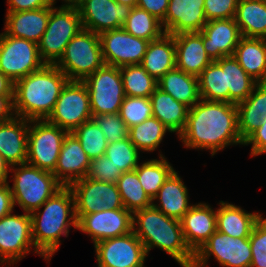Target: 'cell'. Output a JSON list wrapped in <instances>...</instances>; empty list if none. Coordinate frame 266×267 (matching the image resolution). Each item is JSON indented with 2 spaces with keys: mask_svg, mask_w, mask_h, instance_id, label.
Segmentation results:
<instances>
[{
  "mask_svg": "<svg viewBox=\"0 0 266 267\" xmlns=\"http://www.w3.org/2000/svg\"><path fill=\"white\" fill-rule=\"evenodd\" d=\"M99 36L104 63L119 68L140 64L150 42L129 34L122 27Z\"/></svg>",
  "mask_w": 266,
  "mask_h": 267,
  "instance_id": "cell-14",
  "label": "cell"
},
{
  "mask_svg": "<svg viewBox=\"0 0 266 267\" xmlns=\"http://www.w3.org/2000/svg\"><path fill=\"white\" fill-rule=\"evenodd\" d=\"M116 185L122 198L124 208L132 214L153 204V200L141 186L135 170L122 173Z\"/></svg>",
  "mask_w": 266,
  "mask_h": 267,
  "instance_id": "cell-36",
  "label": "cell"
},
{
  "mask_svg": "<svg viewBox=\"0 0 266 267\" xmlns=\"http://www.w3.org/2000/svg\"><path fill=\"white\" fill-rule=\"evenodd\" d=\"M77 8L82 27L98 35L121 28L132 9L116 0H82Z\"/></svg>",
  "mask_w": 266,
  "mask_h": 267,
  "instance_id": "cell-18",
  "label": "cell"
},
{
  "mask_svg": "<svg viewBox=\"0 0 266 267\" xmlns=\"http://www.w3.org/2000/svg\"><path fill=\"white\" fill-rule=\"evenodd\" d=\"M140 65L156 81L176 68L174 35L164 33L161 37L151 40Z\"/></svg>",
  "mask_w": 266,
  "mask_h": 267,
  "instance_id": "cell-26",
  "label": "cell"
},
{
  "mask_svg": "<svg viewBox=\"0 0 266 267\" xmlns=\"http://www.w3.org/2000/svg\"><path fill=\"white\" fill-rule=\"evenodd\" d=\"M77 229L93 238L94 244L132 232L133 214L125 208L76 215Z\"/></svg>",
  "mask_w": 266,
  "mask_h": 267,
  "instance_id": "cell-16",
  "label": "cell"
},
{
  "mask_svg": "<svg viewBox=\"0 0 266 267\" xmlns=\"http://www.w3.org/2000/svg\"><path fill=\"white\" fill-rule=\"evenodd\" d=\"M50 7L47 27L38 43L39 55L48 65H55L70 40L83 29L77 7Z\"/></svg>",
  "mask_w": 266,
  "mask_h": 267,
  "instance_id": "cell-7",
  "label": "cell"
},
{
  "mask_svg": "<svg viewBox=\"0 0 266 267\" xmlns=\"http://www.w3.org/2000/svg\"><path fill=\"white\" fill-rule=\"evenodd\" d=\"M119 115L128 128L142 123L153 116L150 98L125 96Z\"/></svg>",
  "mask_w": 266,
  "mask_h": 267,
  "instance_id": "cell-43",
  "label": "cell"
},
{
  "mask_svg": "<svg viewBox=\"0 0 266 267\" xmlns=\"http://www.w3.org/2000/svg\"><path fill=\"white\" fill-rule=\"evenodd\" d=\"M119 4H124L130 7H136L138 0H116Z\"/></svg>",
  "mask_w": 266,
  "mask_h": 267,
  "instance_id": "cell-56",
  "label": "cell"
},
{
  "mask_svg": "<svg viewBox=\"0 0 266 267\" xmlns=\"http://www.w3.org/2000/svg\"><path fill=\"white\" fill-rule=\"evenodd\" d=\"M42 206H45L42 213H30L32 239L36 253L49 260L58 250L61 235H67L68 227L71 225L77 228L75 199L71 188L63 186ZM68 215L71 222L67 219Z\"/></svg>",
  "mask_w": 266,
  "mask_h": 267,
  "instance_id": "cell-3",
  "label": "cell"
},
{
  "mask_svg": "<svg viewBox=\"0 0 266 267\" xmlns=\"http://www.w3.org/2000/svg\"><path fill=\"white\" fill-rule=\"evenodd\" d=\"M75 199V215L124 208L116 183L81 178L69 186Z\"/></svg>",
  "mask_w": 266,
  "mask_h": 267,
  "instance_id": "cell-13",
  "label": "cell"
},
{
  "mask_svg": "<svg viewBox=\"0 0 266 267\" xmlns=\"http://www.w3.org/2000/svg\"><path fill=\"white\" fill-rule=\"evenodd\" d=\"M83 82L89 93L92 116L119 113L125 98L119 67L104 64Z\"/></svg>",
  "mask_w": 266,
  "mask_h": 267,
  "instance_id": "cell-8",
  "label": "cell"
},
{
  "mask_svg": "<svg viewBox=\"0 0 266 267\" xmlns=\"http://www.w3.org/2000/svg\"><path fill=\"white\" fill-rule=\"evenodd\" d=\"M93 119L99 125L108 144L129 137V128L124 123L119 113L97 115L93 116Z\"/></svg>",
  "mask_w": 266,
  "mask_h": 267,
  "instance_id": "cell-44",
  "label": "cell"
},
{
  "mask_svg": "<svg viewBox=\"0 0 266 267\" xmlns=\"http://www.w3.org/2000/svg\"><path fill=\"white\" fill-rule=\"evenodd\" d=\"M252 260L250 267H266V218L255 224L250 236Z\"/></svg>",
  "mask_w": 266,
  "mask_h": 267,
  "instance_id": "cell-45",
  "label": "cell"
},
{
  "mask_svg": "<svg viewBox=\"0 0 266 267\" xmlns=\"http://www.w3.org/2000/svg\"><path fill=\"white\" fill-rule=\"evenodd\" d=\"M91 159L73 133H67L53 174L63 186L85 178ZM68 172V174H67Z\"/></svg>",
  "mask_w": 266,
  "mask_h": 267,
  "instance_id": "cell-21",
  "label": "cell"
},
{
  "mask_svg": "<svg viewBox=\"0 0 266 267\" xmlns=\"http://www.w3.org/2000/svg\"><path fill=\"white\" fill-rule=\"evenodd\" d=\"M239 0H205L204 12L207 21L234 18Z\"/></svg>",
  "mask_w": 266,
  "mask_h": 267,
  "instance_id": "cell-47",
  "label": "cell"
},
{
  "mask_svg": "<svg viewBox=\"0 0 266 267\" xmlns=\"http://www.w3.org/2000/svg\"><path fill=\"white\" fill-rule=\"evenodd\" d=\"M133 215L132 231L145 246L146 253L157 246L182 267H192L194 253L185 243L179 220L166 216L153 205L138 210ZM136 223L139 225L138 229L135 228Z\"/></svg>",
  "mask_w": 266,
  "mask_h": 267,
  "instance_id": "cell-4",
  "label": "cell"
},
{
  "mask_svg": "<svg viewBox=\"0 0 266 267\" xmlns=\"http://www.w3.org/2000/svg\"><path fill=\"white\" fill-rule=\"evenodd\" d=\"M14 170L11 193L14 205L19 204L25 213L40 210L43 203L59 191L63 185L52 172L39 169L28 163ZM17 202V203H16Z\"/></svg>",
  "mask_w": 266,
  "mask_h": 267,
  "instance_id": "cell-6",
  "label": "cell"
},
{
  "mask_svg": "<svg viewBox=\"0 0 266 267\" xmlns=\"http://www.w3.org/2000/svg\"><path fill=\"white\" fill-rule=\"evenodd\" d=\"M90 119H93V116L85 83L68 81L46 120L68 133H72Z\"/></svg>",
  "mask_w": 266,
  "mask_h": 267,
  "instance_id": "cell-10",
  "label": "cell"
},
{
  "mask_svg": "<svg viewBox=\"0 0 266 267\" xmlns=\"http://www.w3.org/2000/svg\"><path fill=\"white\" fill-rule=\"evenodd\" d=\"M33 127L28 129L26 163L39 169L54 172L63 140L68 133L45 120H31Z\"/></svg>",
  "mask_w": 266,
  "mask_h": 267,
  "instance_id": "cell-9",
  "label": "cell"
},
{
  "mask_svg": "<svg viewBox=\"0 0 266 267\" xmlns=\"http://www.w3.org/2000/svg\"><path fill=\"white\" fill-rule=\"evenodd\" d=\"M198 85L201 99L229 103L225 70L216 61H212L198 76Z\"/></svg>",
  "mask_w": 266,
  "mask_h": 267,
  "instance_id": "cell-35",
  "label": "cell"
},
{
  "mask_svg": "<svg viewBox=\"0 0 266 267\" xmlns=\"http://www.w3.org/2000/svg\"><path fill=\"white\" fill-rule=\"evenodd\" d=\"M201 31L204 49L212 61L233 56L242 37L234 18L210 20Z\"/></svg>",
  "mask_w": 266,
  "mask_h": 267,
  "instance_id": "cell-20",
  "label": "cell"
},
{
  "mask_svg": "<svg viewBox=\"0 0 266 267\" xmlns=\"http://www.w3.org/2000/svg\"><path fill=\"white\" fill-rule=\"evenodd\" d=\"M34 246L30 213L5 215L0 219V257L1 263L10 260L14 263L29 253ZM1 259V258H0Z\"/></svg>",
  "mask_w": 266,
  "mask_h": 267,
  "instance_id": "cell-17",
  "label": "cell"
},
{
  "mask_svg": "<svg viewBox=\"0 0 266 267\" xmlns=\"http://www.w3.org/2000/svg\"><path fill=\"white\" fill-rule=\"evenodd\" d=\"M149 98L153 117L163 123L169 132H178L180 135L186 127L189 107L158 87Z\"/></svg>",
  "mask_w": 266,
  "mask_h": 267,
  "instance_id": "cell-29",
  "label": "cell"
},
{
  "mask_svg": "<svg viewBox=\"0 0 266 267\" xmlns=\"http://www.w3.org/2000/svg\"><path fill=\"white\" fill-rule=\"evenodd\" d=\"M14 95H0V123L12 120L14 115L11 110L14 109Z\"/></svg>",
  "mask_w": 266,
  "mask_h": 267,
  "instance_id": "cell-52",
  "label": "cell"
},
{
  "mask_svg": "<svg viewBox=\"0 0 266 267\" xmlns=\"http://www.w3.org/2000/svg\"><path fill=\"white\" fill-rule=\"evenodd\" d=\"M216 211L217 231L231 237H249L261 218L258 213H247L240 207L220 201Z\"/></svg>",
  "mask_w": 266,
  "mask_h": 267,
  "instance_id": "cell-31",
  "label": "cell"
},
{
  "mask_svg": "<svg viewBox=\"0 0 266 267\" xmlns=\"http://www.w3.org/2000/svg\"><path fill=\"white\" fill-rule=\"evenodd\" d=\"M94 245L98 267H144L143 263L148 255L145 246L133 231Z\"/></svg>",
  "mask_w": 266,
  "mask_h": 267,
  "instance_id": "cell-15",
  "label": "cell"
},
{
  "mask_svg": "<svg viewBox=\"0 0 266 267\" xmlns=\"http://www.w3.org/2000/svg\"><path fill=\"white\" fill-rule=\"evenodd\" d=\"M169 0H138L137 7L146 10L161 22L168 10Z\"/></svg>",
  "mask_w": 266,
  "mask_h": 267,
  "instance_id": "cell-49",
  "label": "cell"
},
{
  "mask_svg": "<svg viewBox=\"0 0 266 267\" xmlns=\"http://www.w3.org/2000/svg\"><path fill=\"white\" fill-rule=\"evenodd\" d=\"M122 172L106 156L91 159L87 178L106 183H116Z\"/></svg>",
  "mask_w": 266,
  "mask_h": 267,
  "instance_id": "cell-46",
  "label": "cell"
},
{
  "mask_svg": "<svg viewBox=\"0 0 266 267\" xmlns=\"http://www.w3.org/2000/svg\"><path fill=\"white\" fill-rule=\"evenodd\" d=\"M205 0H169L168 10L161 22L165 33L200 32L208 22L204 12Z\"/></svg>",
  "mask_w": 266,
  "mask_h": 267,
  "instance_id": "cell-19",
  "label": "cell"
},
{
  "mask_svg": "<svg viewBox=\"0 0 266 267\" xmlns=\"http://www.w3.org/2000/svg\"><path fill=\"white\" fill-rule=\"evenodd\" d=\"M125 96L147 97L157 88V81L140 65L120 67Z\"/></svg>",
  "mask_w": 266,
  "mask_h": 267,
  "instance_id": "cell-39",
  "label": "cell"
},
{
  "mask_svg": "<svg viewBox=\"0 0 266 267\" xmlns=\"http://www.w3.org/2000/svg\"><path fill=\"white\" fill-rule=\"evenodd\" d=\"M15 116L12 120L0 123V154L12 166L27 161L29 120Z\"/></svg>",
  "mask_w": 266,
  "mask_h": 267,
  "instance_id": "cell-24",
  "label": "cell"
},
{
  "mask_svg": "<svg viewBox=\"0 0 266 267\" xmlns=\"http://www.w3.org/2000/svg\"><path fill=\"white\" fill-rule=\"evenodd\" d=\"M50 16V7L36 10L8 12L5 34L39 43L44 34Z\"/></svg>",
  "mask_w": 266,
  "mask_h": 267,
  "instance_id": "cell-25",
  "label": "cell"
},
{
  "mask_svg": "<svg viewBox=\"0 0 266 267\" xmlns=\"http://www.w3.org/2000/svg\"><path fill=\"white\" fill-rule=\"evenodd\" d=\"M44 65L37 43L0 34V71L13 83Z\"/></svg>",
  "mask_w": 266,
  "mask_h": 267,
  "instance_id": "cell-11",
  "label": "cell"
},
{
  "mask_svg": "<svg viewBox=\"0 0 266 267\" xmlns=\"http://www.w3.org/2000/svg\"><path fill=\"white\" fill-rule=\"evenodd\" d=\"M10 165L4 160L0 154V185L7 183L8 168Z\"/></svg>",
  "mask_w": 266,
  "mask_h": 267,
  "instance_id": "cell-54",
  "label": "cell"
},
{
  "mask_svg": "<svg viewBox=\"0 0 266 267\" xmlns=\"http://www.w3.org/2000/svg\"><path fill=\"white\" fill-rule=\"evenodd\" d=\"M168 128L157 118L151 117L129 128L131 143L138 149L154 151L161 143Z\"/></svg>",
  "mask_w": 266,
  "mask_h": 267,
  "instance_id": "cell-40",
  "label": "cell"
},
{
  "mask_svg": "<svg viewBox=\"0 0 266 267\" xmlns=\"http://www.w3.org/2000/svg\"><path fill=\"white\" fill-rule=\"evenodd\" d=\"M236 108L238 131L244 141L260 127L266 115V83H258L251 94L243 102L238 103Z\"/></svg>",
  "mask_w": 266,
  "mask_h": 267,
  "instance_id": "cell-28",
  "label": "cell"
},
{
  "mask_svg": "<svg viewBox=\"0 0 266 267\" xmlns=\"http://www.w3.org/2000/svg\"><path fill=\"white\" fill-rule=\"evenodd\" d=\"M162 27L160 20L137 6L131 9L126 22L122 25L129 34L148 41L161 37L165 33Z\"/></svg>",
  "mask_w": 266,
  "mask_h": 267,
  "instance_id": "cell-38",
  "label": "cell"
},
{
  "mask_svg": "<svg viewBox=\"0 0 266 267\" xmlns=\"http://www.w3.org/2000/svg\"><path fill=\"white\" fill-rule=\"evenodd\" d=\"M252 144L251 156L266 153V115L263 117L262 124L251 133L243 144Z\"/></svg>",
  "mask_w": 266,
  "mask_h": 267,
  "instance_id": "cell-48",
  "label": "cell"
},
{
  "mask_svg": "<svg viewBox=\"0 0 266 267\" xmlns=\"http://www.w3.org/2000/svg\"><path fill=\"white\" fill-rule=\"evenodd\" d=\"M234 19L242 37L266 39V0H239Z\"/></svg>",
  "mask_w": 266,
  "mask_h": 267,
  "instance_id": "cell-33",
  "label": "cell"
},
{
  "mask_svg": "<svg viewBox=\"0 0 266 267\" xmlns=\"http://www.w3.org/2000/svg\"><path fill=\"white\" fill-rule=\"evenodd\" d=\"M234 58L258 83H266V39L241 37Z\"/></svg>",
  "mask_w": 266,
  "mask_h": 267,
  "instance_id": "cell-27",
  "label": "cell"
},
{
  "mask_svg": "<svg viewBox=\"0 0 266 267\" xmlns=\"http://www.w3.org/2000/svg\"><path fill=\"white\" fill-rule=\"evenodd\" d=\"M160 160H150L135 168L141 186L153 200L165 180L174 171L167 160L160 154Z\"/></svg>",
  "mask_w": 266,
  "mask_h": 267,
  "instance_id": "cell-37",
  "label": "cell"
},
{
  "mask_svg": "<svg viewBox=\"0 0 266 267\" xmlns=\"http://www.w3.org/2000/svg\"><path fill=\"white\" fill-rule=\"evenodd\" d=\"M51 1H52V4L54 5L55 0H51ZM64 1H66L68 4H64L63 6H68V7H77L82 2V0H64Z\"/></svg>",
  "mask_w": 266,
  "mask_h": 267,
  "instance_id": "cell-55",
  "label": "cell"
},
{
  "mask_svg": "<svg viewBox=\"0 0 266 267\" xmlns=\"http://www.w3.org/2000/svg\"><path fill=\"white\" fill-rule=\"evenodd\" d=\"M179 137L186 147L210 149L212 155L231 143L243 144L236 105L200 99L189 108L186 127Z\"/></svg>",
  "mask_w": 266,
  "mask_h": 267,
  "instance_id": "cell-1",
  "label": "cell"
},
{
  "mask_svg": "<svg viewBox=\"0 0 266 267\" xmlns=\"http://www.w3.org/2000/svg\"><path fill=\"white\" fill-rule=\"evenodd\" d=\"M72 133L90 159H96L105 154L108 142L94 119L84 122Z\"/></svg>",
  "mask_w": 266,
  "mask_h": 267,
  "instance_id": "cell-41",
  "label": "cell"
},
{
  "mask_svg": "<svg viewBox=\"0 0 266 267\" xmlns=\"http://www.w3.org/2000/svg\"><path fill=\"white\" fill-rule=\"evenodd\" d=\"M157 87L191 108L200 100L198 77L174 68L157 81Z\"/></svg>",
  "mask_w": 266,
  "mask_h": 267,
  "instance_id": "cell-32",
  "label": "cell"
},
{
  "mask_svg": "<svg viewBox=\"0 0 266 267\" xmlns=\"http://www.w3.org/2000/svg\"><path fill=\"white\" fill-rule=\"evenodd\" d=\"M157 198L161 207L152 205L166 216L179 221L191 208L188 204V190L175 170L165 180L153 201Z\"/></svg>",
  "mask_w": 266,
  "mask_h": 267,
  "instance_id": "cell-30",
  "label": "cell"
},
{
  "mask_svg": "<svg viewBox=\"0 0 266 267\" xmlns=\"http://www.w3.org/2000/svg\"><path fill=\"white\" fill-rule=\"evenodd\" d=\"M186 245L195 254L217 230L216 211L209 205H192L180 220Z\"/></svg>",
  "mask_w": 266,
  "mask_h": 267,
  "instance_id": "cell-23",
  "label": "cell"
},
{
  "mask_svg": "<svg viewBox=\"0 0 266 267\" xmlns=\"http://www.w3.org/2000/svg\"><path fill=\"white\" fill-rule=\"evenodd\" d=\"M8 12L36 10L43 7L53 6L51 0H7Z\"/></svg>",
  "mask_w": 266,
  "mask_h": 267,
  "instance_id": "cell-50",
  "label": "cell"
},
{
  "mask_svg": "<svg viewBox=\"0 0 266 267\" xmlns=\"http://www.w3.org/2000/svg\"><path fill=\"white\" fill-rule=\"evenodd\" d=\"M0 95H14V83L0 71Z\"/></svg>",
  "mask_w": 266,
  "mask_h": 267,
  "instance_id": "cell-53",
  "label": "cell"
},
{
  "mask_svg": "<svg viewBox=\"0 0 266 267\" xmlns=\"http://www.w3.org/2000/svg\"><path fill=\"white\" fill-rule=\"evenodd\" d=\"M214 255L226 267H250L252 251L249 237H231L215 231L194 254L192 267H205L207 258Z\"/></svg>",
  "mask_w": 266,
  "mask_h": 267,
  "instance_id": "cell-12",
  "label": "cell"
},
{
  "mask_svg": "<svg viewBox=\"0 0 266 267\" xmlns=\"http://www.w3.org/2000/svg\"><path fill=\"white\" fill-rule=\"evenodd\" d=\"M138 149L131 143L127 137L118 142L108 144L104 156L120 169L122 173L135 170L138 166Z\"/></svg>",
  "mask_w": 266,
  "mask_h": 267,
  "instance_id": "cell-42",
  "label": "cell"
},
{
  "mask_svg": "<svg viewBox=\"0 0 266 267\" xmlns=\"http://www.w3.org/2000/svg\"><path fill=\"white\" fill-rule=\"evenodd\" d=\"M14 200L8 183L0 185V219L12 212Z\"/></svg>",
  "mask_w": 266,
  "mask_h": 267,
  "instance_id": "cell-51",
  "label": "cell"
},
{
  "mask_svg": "<svg viewBox=\"0 0 266 267\" xmlns=\"http://www.w3.org/2000/svg\"><path fill=\"white\" fill-rule=\"evenodd\" d=\"M225 70L226 89H229V103L243 102L258 84L241 67L234 56H225L216 61Z\"/></svg>",
  "mask_w": 266,
  "mask_h": 267,
  "instance_id": "cell-34",
  "label": "cell"
},
{
  "mask_svg": "<svg viewBox=\"0 0 266 267\" xmlns=\"http://www.w3.org/2000/svg\"><path fill=\"white\" fill-rule=\"evenodd\" d=\"M176 68L198 77L212 62L203 45V32H182L174 35Z\"/></svg>",
  "mask_w": 266,
  "mask_h": 267,
  "instance_id": "cell-22",
  "label": "cell"
},
{
  "mask_svg": "<svg viewBox=\"0 0 266 267\" xmlns=\"http://www.w3.org/2000/svg\"><path fill=\"white\" fill-rule=\"evenodd\" d=\"M104 64L100 36L83 28L70 40L55 65L69 81H84Z\"/></svg>",
  "mask_w": 266,
  "mask_h": 267,
  "instance_id": "cell-5",
  "label": "cell"
},
{
  "mask_svg": "<svg viewBox=\"0 0 266 267\" xmlns=\"http://www.w3.org/2000/svg\"><path fill=\"white\" fill-rule=\"evenodd\" d=\"M68 77L56 66L45 64L14 83L15 115L26 120L49 117Z\"/></svg>",
  "mask_w": 266,
  "mask_h": 267,
  "instance_id": "cell-2",
  "label": "cell"
}]
</instances>
